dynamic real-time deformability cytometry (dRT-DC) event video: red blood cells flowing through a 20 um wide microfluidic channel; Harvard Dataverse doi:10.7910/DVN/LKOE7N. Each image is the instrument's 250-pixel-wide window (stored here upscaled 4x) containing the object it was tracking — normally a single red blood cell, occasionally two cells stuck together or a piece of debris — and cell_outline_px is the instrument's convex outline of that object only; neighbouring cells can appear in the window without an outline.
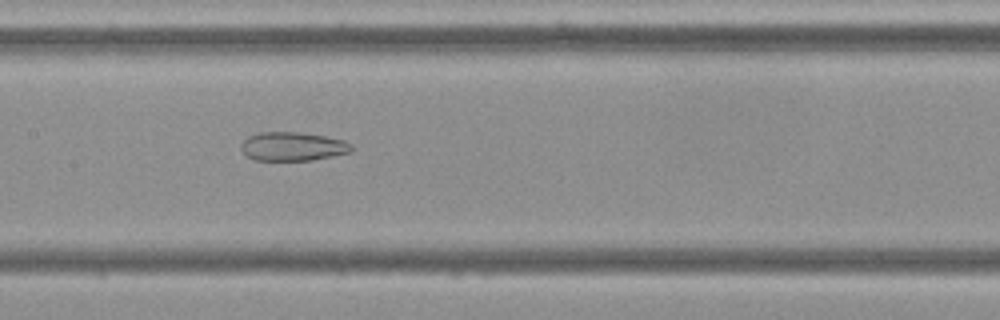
{"species": "Egyptian fruit bat (a non-hibernating species)", "species_latin": "Rousettus aegyptiacus", "temperature_condition": "cold", "stored_images_in_passage": 38, "camera_frame_rate_fps": 3000, "um_per_image_px": 0.085, "frame": {"image": 1, "passage_image": 10, "time_ms": 3.0, "image_size_px": [1000, 320], "cell_outline_px": [[352, 152], [312, 160], [256, 160], [248, 156], [240, 148], [240, 144], [248, 136], [256, 132], [300, 132], [324, 136], [344, 140], [352, 144]], "centroid_in_image_um": [24.88, 12.44], "position_along_channel_um": 182.5, "area_um2": 18.55}}
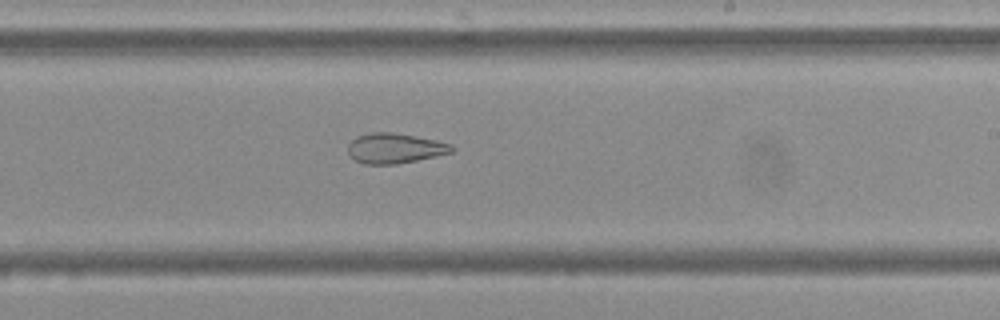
{"frame": {"image": 2, "passage_image": 16, "time_ms": 5.0, "image_size_px": [1000, 320], "cell_outline_px": [[456, 148], [452, 152], [436, 156], [396, 164], [364, 164], [356, 160], [348, 152], [348, 144], [356, 136], [368, 132], [392, 132], [416, 136], [436, 140], [452, 144]], "centroid_in_image_um": [33.57, 12.59], "position_along_channel_um": 255.4, "area_um2": 18.26}}
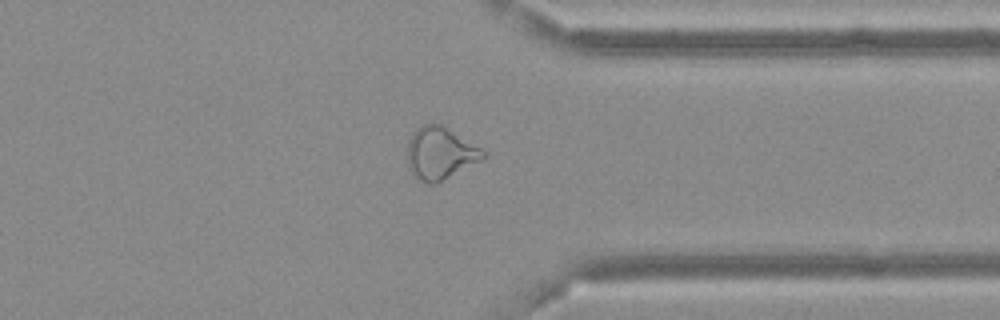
{"frame": {"image": 3, "passage_image": 26, "time_ms": 8.333, "image_size_px": [1000, 320], "cell_outline_px": [[488, 152], [480, 160], [432, 184], [428, 184], [416, 180], [408, 168], [408, 144], [412, 132], [416, 128], [424, 124], [440, 124]], "centroid_in_image_um": [37.36, 13.02], "position_along_channel_um": 374.0, "area_um2": 22.6}}